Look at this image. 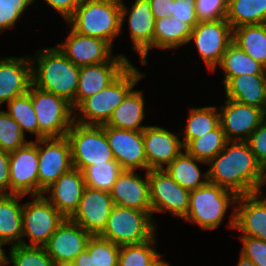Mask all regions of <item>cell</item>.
<instances>
[{
    "label": "cell",
    "instance_id": "cell-1",
    "mask_svg": "<svg viewBox=\"0 0 266 266\" xmlns=\"http://www.w3.org/2000/svg\"><path fill=\"white\" fill-rule=\"evenodd\" d=\"M207 164H211L207 170L208 182L231 190L237 196L262 191L265 185L266 171L246 141H228Z\"/></svg>",
    "mask_w": 266,
    "mask_h": 266
},
{
    "label": "cell",
    "instance_id": "cell-2",
    "mask_svg": "<svg viewBox=\"0 0 266 266\" xmlns=\"http://www.w3.org/2000/svg\"><path fill=\"white\" fill-rule=\"evenodd\" d=\"M127 13L121 0H83L66 22L77 33L104 39L113 46Z\"/></svg>",
    "mask_w": 266,
    "mask_h": 266
},
{
    "label": "cell",
    "instance_id": "cell-3",
    "mask_svg": "<svg viewBox=\"0 0 266 266\" xmlns=\"http://www.w3.org/2000/svg\"><path fill=\"white\" fill-rule=\"evenodd\" d=\"M37 53V58L33 60H37L38 68L32 65V85L64 98L74 109L80 66L71 62L58 47L42 49Z\"/></svg>",
    "mask_w": 266,
    "mask_h": 266
},
{
    "label": "cell",
    "instance_id": "cell-4",
    "mask_svg": "<svg viewBox=\"0 0 266 266\" xmlns=\"http://www.w3.org/2000/svg\"><path fill=\"white\" fill-rule=\"evenodd\" d=\"M144 75L130 64L102 91L84 99L75 109L74 122L82 125L101 126L108 122L113 111Z\"/></svg>",
    "mask_w": 266,
    "mask_h": 266
},
{
    "label": "cell",
    "instance_id": "cell-5",
    "mask_svg": "<svg viewBox=\"0 0 266 266\" xmlns=\"http://www.w3.org/2000/svg\"><path fill=\"white\" fill-rule=\"evenodd\" d=\"M237 197L233 191L207 182L190 191L189 210L183 219L197 223L203 229H215L222 222L228 207L236 205Z\"/></svg>",
    "mask_w": 266,
    "mask_h": 266
},
{
    "label": "cell",
    "instance_id": "cell-6",
    "mask_svg": "<svg viewBox=\"0 0 266 266\" xmlns=\"http://www.w3.org/2000/svg\"><path fill=\"white\" fill-rule=\"evenodd\" d=\"M151 216L152 212L114 205L99 236L118 246L145 242L155 236Z\"/></svg>",
    "mask_w": 266,
    "mask_h": 266
},
{
    "label": "cell",
    "instance_id": "cell-7",
    "mask_svg": "<svg viewBox=\"0 0 266 266\" xmlns=\"http://www.w3.org/2000/svg\"><path fill=\"white\" fill-rule=\"evenodd\" d=\"M66 137L71 148L72 166L80 171L90 165L114 160L104 125H82L74 122Z\"/></svg>",
    "mask_w": 266,
    "mask_h": 266
},
{
    "label": "cell",
    "instance_id": "cell-8",
    "mask_svg": "<svg viewBox=\"0 0 266 266\" xmlns=\"http://www.w3.org/2000/svg\"><path fill=\"white\" fill-rule=\"evenodd\" d=\"M28 93L39 124V139L66 136L74 123L75 110L71 103L33 85Z\"/></svg>",
    "mask_w": 266,
    "mask_h": 266
},
{
    "label": "cell",
    "instance_id": "cell-9",
    "mask_svg": "<svg viewBox=\"0 0 266 266\" xmlns=\"http://www.w3.org/2000/svg\"><path fill=\"white\" fill-rule=\"evenodd\" d=\"M34 199L23 205V236H28V246H44L54 234L65 217L49 202L45 195L33 196Z\"/></svg>",
    "mask_w": 266,
    "mask_h": 266
},
{
    "label": "cell",
    "instance_id": "cell-10",
    "mask_svg": "<svg viewBox=\"0 0 266 266\" xmlns=\"http://www.w3.org/2000/svg\"><path fill=\"white\" fill-rule=\"evenodd\" d=\"M149 199L154 212H170L184 218L189 210L190 191L179 185L168 172L148 170Z\"/></svg>",
    "mask_w": 266,
    "mask_h": 266
},
{
    "label": "cell",
    "instance_id": "cell-11",
    "mask_svg": "<svg viewBox=\"0 0 266 266\" xmlns=\"http://www.w3.org/2000/svg\"><path fill=\"white\" fill-rule=\"evenodd\" d=\"M71 168V148L66 136L38 140L39 195Z\"/></svg>",
    "mask_w": 266,
    "mask_h": 266
},
{
    "label": "cell",
    "instance_id": "cell-12",
    "mask_svg": "<svg viewBox=\"0 0 266 266\" xmlns=\"http://www.w3.org/2000/svg\"><path fill=\"white\" fill-rule=\"evenodd\" d=\"M57 47L80 67L105 62H129L124 55L112 56V45L106 40L79 34L72 28L66 41Z\"/></svg>",
    "mask_w": 266,
    "mask_h": 266
},
{
    "label": "cell",
    "instance_id": "cell-13",
    "mask_svg": "<svg viewBox=\"0 0 266 266\" xmlns=\"http://www.w3.org/2000/svg\"><path fill=\"white\" fill-rule=\"evenodd\" d=\"M191 40L208 69L214 70L233 40V29L226 19L198 22L191 33Z\"/></svg>",
    "mask_w": 266,
    "mask_h": 266
},
{
    "label": "cell",
    "instance_id": "cell-14",
    "mask_svg": "<svg viewBox=\"0 0 266 266\" xmlns=\"http://www.w3.org/2000/svg\"><path fill=\"white\" fill-rule=\"evenodd\" d=\"M10 194L39 196L38 140L9 153Z\"/></svg>",
    "mask_w": 266,
    "mask_h": 266
},
{
    "label": "cell",
    "instance_id": "cell-15",
    "mask_svg": "<svg viewBox=\"0 0 266 266\" xmlns=\"http://www.w3.org/2000/svg\"><path fill=\"white\" fill-rule=\"evenodd\" d=\"M219 115L222 130L230 142L247 141L252 132L266 119L263 109L229 98H226L225 105L220 107Z\"/></svg>",
    "mask_w": 266,
    "mask_h": 266
},
{
    "label": "cell",
    "instance_id": "cell-16",
    "mask_svg": "<svg viewBox=\"0 0 266 266\" xmlns=\"http://www.w3.org/2000/svg\"><path fill=\"white\" fill-rule=\"evenodd\" d=\"M113 206L110 192L86 187L79 207L70 219L92 236H98L106 227Z\"/></svg>",
    "mask_w": 266,
    "mask_h": 266
},
{
    "label": "cell",
    "instance_id": "cell-17",
    "mask_svg": "<svg viewBox=\"0 0 266 266\" xmlns=\"http://www.w3.org/2000/svg\"><path fill=\"white\" fill-rule=\"evenodd\" d=\"M262 191L239 195L236 209L233 211L229 227L242 232L241 236H249L266 241V198L262 199Z\"/></svg>",
    "mask_w": 266,
    "mask_h": 266
},
{
    "label": "cell",
    "instance_id": "cell-18",
    "mask_svg": "<svg viewBox=\"0 0 266 266\" xmlns=\"http://www.w3.org/2000/svg\"><path fill=\"white\" fill-rule=\"evenodd\" d=\"M104 131L114 159L124 170L143 168L147 171L143 131L118 129L105 124Z\"/></svg>",
    "mask_w": 266,
    "mask_h": 266
},
{
    "label": "cell",
    "instance_id": "cell-19",
    "mask_svg": "<svg viewBox=\"0 0 266 266\" xmlns=\"http://www.w3.org/2000/svg\"><path fill=\"white\" fill-rule=\"evenodd\" d=\"M91 237L92 235L80 225L69 218H65L44 245V248L54 264L73 262L80 253L86 250Z\"/></svg>",
    "mask_w": 266,
    "mask_h": 266
},
{
    "label": "cell",
    "instance_id": "cell-20",
    "mask_svg": "<svg viewBox=\"0 0 266 266\" xmlns=\"http://www.w3.org/2000/svg\"><path fill=\"white\" fill-rule=\"evenodd\" d=\"M143 143L148 170H163L181 152L184 145L178 135L159 126H147L143 130Z\"/></svg>",
    "mask_w": 266,
    "mask_h": 266
},
{
    "label": "cell",
    "instance_id": "cell-21",
    "mask_svg": "<svg viewBox=\"0 0 266 266\" xmlns=\"http://www.w3.org/2000/svg\"><path fill=\"white\" fill-rule=\"evenodd\" d=\"M33 62L30 56L0 59V106L28 93L32 85Z\"/></svg>",
    "mask_w": 266,
    "mask_h": 266
},
{
    "label": "cell",
    "instance_id": "cell-22",
    "mask_svg": "<svg viewBox=\"0 0 266 266\" xmlns=\"http://www.w3.org/2000/svg\"><path fill=\"white\" fill-rule=\"evenodd\" d=\"M86 188L82 171L71 168L61 175L47 189L49 197H45L65 217L71 218L79 207L84 189Z\"/></svg>",
    "mask_w": 266,
    "mask_h": 266
},
{
    "label": "cell",
    "instance_id": "cell-23",
    "mask_svg": "<svg viewBox=\"0 0 266 266\" xmlns=\"http://www.w3.org/2000/svg\"><path fill=\"white\" fill-rule=\"evenodd\" d=\"M145 179L135 174V170H123L113 184L110 196L114 205L152 212L149 199L148 171Z\"/></svg>",
    "mask_w": 266,
    "mask_h": 266
},
{
    "label": "cell",
    "instance_id": "cell-24",
    "mask_svg": "<svg viewBox=\"0 0 266 266\" xmlns=\"http://www.w3.org/2000/svg\"><path fill=\"white\" fill-rule=\"evenodd\" d=\"M131 62H105L80 67L74 109L86 98L105 89Z\"/></svg>",
    "mask_w": 266,
    "mask_h": 266
},
{
    "label": "cell",
    "instance_id": "cell-25",
    "mask_svg": "<svg viewBox=\"0 0 266 266\" xmlns=\"http://www.w3.org/2000/svg\"><path fill=\"white\" fill-rule=\"evenodd\" d=\"M133 49L139 54L141 63L147 64V54L153 48L155 18L149 0H136L128 16Z\"/></svg>",
    "mask_w": 266,
    "mask_h": 266
},
{
    "label": "cell",
    "instance_id": "cell-26",
    "mask_svg": "<svg viewBox=\"0 0 266 266\" xmlns=\"http://www.w3.org/2000/svg\"><path fill=\"white\" fill-rule=\"evenodd\" d=\"M226 98L251 105L266 112V74H242L225 85Z\"/></svg>",
    "mask_w": 266,
    "mask_h": 266
},
{
    "label": "cell",
    "instance_id": "cell-27",
    "mask_svg": "<svg viewBox=\"0 0 266 266\" xmlns=\"http://www.w3.org/2000/svg\"><path fill=\"white\" fill-rule=\"evenodd\" d=\"M20 194H0V239L7 244L25 245L23 236V220L21 205L18 199L23 198Z\"/></svg>",
    "mask_w": 266,
    "mask_h": 266
},
{
    "label": "cell",
    "instance_id": "cell-28",
    "mask_svg": "<svg viewBox=\"0 0 266 266\" xmlns=\"http://www.w3.org/2000/svg\"><path fill=\"white\" fill-rule=\"evenodd\" d=\"M144 105L142 92L132 89L116 107L105 125L118 129L143 131L147 127L141 125L145 118Z\"/></svg>",
    "mask_w": 266,
    "mask_h": 266
},
{
    "label": "cell",
    "instance_id": "cell-29",
    "mask_svg": "<svg viewBox=\"0 0 266 266\" xmlns=\"http://www.w3.org/2000/svg\"><path fill=\"white\" fill-rule=\"evenodd\" d=\"M193 27L186 22L167 16L155 19L153 34V48H177L189 43Z\"/></svg>",
    "mask_w": 266,
    "mask_h": 266
},
{
    "label": "cell",
    "instance_id": "cell-30",
    "mask_svg": "<svg viewBox=\"0 0 266 266\" xmlns=\"http://www.w3.org/2000/svg\"><path fill=\"white\" fill-rule=\"evenodd\" d=\"M206 163L201 161L186 151L181 152L165 170L179 185L188 191L196 190L208 182V172L203 174L197 163ZM202 174V175H201ZM204 179V180H201Z\"/></svg>",
    "mask_w": 266,
    "mask_h": 266
},
{
    "label": "cell",
    "instance_id": "cell-31",
    "mask_svg": "<svg viewBox=\"0 0 266 266\" xmlns=\"http://www.w3.org/2000/svg\"><path fill=\"white\" fill-rule=\"evenodd\" d=\"M232 42L266 67V23L234 28Z\"/></svg>",
    "mask_w": 266,
    "mask_h": 266
},
{
    "label": "cell",
    "instance_id": "cell-32",
    "mask_svg": "<svg viewBox=\"0 0 266 266\" xmlns=\"http://www.w3.org/2000/svg\"><path fill=\"white\" fill-rule=\"evenodd\" d=\"M224 71V85L242 74H266V67L257 62L233 42L225 50L220 63Z\"/></svg>",
    "mask_w": 266,
    "mask_h": 266
},
{
    "label": "cell",
    "instance_id": "cell-33",
    "mask_svg": "<svg viewBox=\"0 0 266 266\" xmlns=\"http://www.w3.org/2000/svg\"><path fill=\"white\" fill-rule=\"evenodd\" d=\"M226 21L232 29L266 23V0H229Z\"/></svg>",
    "mask_w": 266,
    "mask_h": 266
},
{
    "label": "cell",
    "instance_id": "cell-34",
    "mask_svg": "<svg viewBox=\"0 0 266 266\" xmlns=\"http://www.w3.org/2000/svg\"><path fill=\"white\" fill-rule=\"evenodd\" d=\"M227 142L225 133L219 124L205 135L189 140L183 150L207 164L224 149Z\"/></svg>",
    "mask_w": 266,
    "mask_h": 266
},
{
    "label": "cell",
    "instance_id": "cell-35",
    "mask_svg": "<svg viewBox=\"0 0 266 266\" xmlns=\"http://www.w3.org/2000/svg\"><path fill=\"white\" fill-rule=\"evenodd\" d=\"M217 109L214 106L190 109L185 133L179 132V135L184 136L182 140L183 145L189 140H193L214 130L220 124V115Z\"/></svg>",
    "mask_w": 266,
    "mask_h": 266
},
{
    "label": "cell",
    "instance_id": "cell-36",
    "mask_svg": "<svg viewBox=\"0 0 266 266\" xmlns=\"http://www.w3.org/2000/svg\"><path fill=\"white\" fill-rule=\"evenodd\" d=\"M124 169L114 159L86 167L82 173L86 187L110 192L113 184Z\"/></svg>",
    "mask_w": 266,
    "mask_h": 266
},
{
    "label": "cell",
    "instance_id": "cell-37",
    "mask_svg": "<svg viewBox=\"0 0 266 266\" xmlns=\"http://www.w3.org/2000/svg\"><path fill=\"white\" fill-rule=\"evenodd\" d=\"M6 112L18 123L24 135V132L27 131L35 134L39 140V124L29 93L9 101Z\"/></svg>",
    "mask_w": 266,
    "mask_h": 266
},
{
    "label": "cell",
    "instance_id": "cell-38",
    "mask_svg": "<svg viewBox=\"0 0 266 266\" xmlns=\"http://www.w3.org/2000/svg\"><path fill=\"white\" fill-rule=\"evenodd\" d=\"M154 236L139 244L120 246L118 266H151L160 254L153 248Z\"/></svg>",
    "mask_w": 266,
    "mask_h": 266
},
{
    "label": "cell",
    "instance_id": "cell-39",
    "mask_svg": "<svg viewBox=\"0 0 266 266\" xmlns=\"http://www.w3.org/2000/svg\"><path fill=\"white\" fill-rule=\"evenodd\" d=\"M86 251L90 254L92 266H118L120 246L98 236H92Z\"/></svg>",
    "mask_w": 266,
    "mask_h": 266
},
{
    "label": "cell",
    "instance_id": "cell-40",
    "mask_svg": "<svg viewBox=\"0 0 266 266\" xmlns=\"http://www.w3.org/2000/svg\"><path fill=\"white\" fill-rule=\"evenodd\" d=\"M8 263L13 266H54L44 246L14 245L10 248Z\"/></svg>",
    "mask_w": 266,
    "mask_h": 266
},
{
    "label": "cell",
    "instance_id": "cell-41",
    "mask_svg": "<svg viewBox=\"0 0 266 266\" xmlns=\"http://www.w3.org/2000/svg\"><path fill=\"white\" fill-rule=\"evenodd\" d=\"M28 142L18 123L6 111L0 110V149L10 153Z\"/></svg>",
    "mask_w": 266,
    "mask_h": 266
},
{
    "label": "cell",
    "instance_id": "cell-42",
    "mask_svg": "<svg viewBox=\"0 0 266 266\" xmlns=\"http://www.w3.org/2000/svg\"><path fill=\"white\" fill-rule=\"evenodd\" d=\"M229 0H195L198 22L226 19Z\"/></svg>",
    "mask_w": 266,
    "mask_h": 266
},
{
    "label": "cell",
    "instance_id": "cell-43",
    "mask_svg": "<svg viewBox=\"0 0 266 266\" xmlns=\"http://www.w3.org/2000/svg\"><path fill=\"white\" fill-rule=\"evenodd\" d=\"M243 242L241 254L256 266H266V241L249 236H240Z\"/></svg>",
    "mask_w": 266,
    "mask_h": 266
},
{
    "label": "cell",
    "instance_id": "cell-44",
    "mask_svg": "<svg viewBox=\"0 0 266 266\" xmlns=\"http://www.w3.org/2000/svg\"><path fill=\"white\" fill-rule=\"evenodd\" d=\"M246 142L257 162L266 171V119L252 132Z\"/></svg>",
    "mask_w": 266,
    "mask_h": 266
},
{
    "label": "cell",
    "instance_id": "cell-45",
    "mask_svg": "<svg viewBox=\"0 0 266 266\" xmlns=\"http://www.w3.org/2000/svg\"><path fill=\"white\" fill-rule=\"evenodd\" d=\"M29 5L0 3V33L5 29L14 28L15 23Z\"/></svg>",
    "mask_w": 266,
    "mask_h": 266
},
{
    "label": "cell",
    "instance_id": "cell-46",
    "mask_svg": "<svg viewBox=\"0 0 266 266\" xmlns=\"http://www.w3.org/2000/svg\"><path fill=\"white\" fill-rule=\"evenodd\" d=\"M171 16L182 22L189 23L194 28L198 24L195 0H174Z\"/></svg>",
    "mask_w": 266,
    "mask_h": 266
},
{
    "label": "cell",
    "instance_id": "cell-47",
    "mask_svg": "<svg viewBox=\"0 0 266 266\" xmlns=\"http://www.w3.org/2000/svg\"><path fill=\"white\" fill-rule=\"evenodd\" d=\"M9 152L0 149V194H10Z\"/></svg>",
    "mask_w": 266,
    "mask_h": 266
},
{
    "label": "cell",
    "instance_id": "cell-48",
    "mask_svg": "<svg viewBox=\"0 0 266 266\" xmlns=\"http://www.w3.org/2000/svg\"><path fill=\"white\" fill-rule=\"evenodd\" d=\"M46 3L55 9L64 20H68L75 12L77 6L83 0H45Z\"/></svg>",
    "mask_w": 266,
    "mask_h": 266
},
{
    "label": "cell",
    "instance_id": "cell-49",
    "mask_svg": "<svg viewBox=\"0 0 266 266\" xmlns=\"http://www.w3.org/2000/svg\"><path fill=\"white\" fill-rule=\"evenodd\" d=\"M149 2L155 19L171 16L174 0H149Z\"/></svg>",
    "mask_w": 266,
    "mask_h": 266
},
{
    "label": "cell",
    "instance_id": "cell-50",
    "mask_svg": "<svg viewBox=\"0 0 266 266\" xmlns=\"http://www.w3.org/2000/svg\"><path fill=\"white\" fill-rule=\"evenodd\" d=\"M75 266H92L90 254L85 250L73 261Z\"/></svg>",
    "mask_w": 266,
    "mask_h": 266
},
{
    "label": "cell",
    "instance_id": "cell-51",
    "mask_svg": "<svg viewBox=\"0 0 266 266\" xmlns=\"http://www.w3.org/2000/svg\"><path fill=\"white\" fill-rule=\"evenodd\" d=\"M5 244H7V243L4 242L2 239H0V266H4V265L9 264L8 263L9 258L7 257L4 250L2 249V246Z\"/></svg>",
    "mask_w": 266,
    "mask_h": 266
},
{
    "label": "cell",
    "instance_id": "cell-52",
    "mask_svg": "<svg viewBox=\"0 0 266 266\" xmlns=\"http://www.w3.org/2000/svg\"><path fill=\"white\" fill-rule=\"evenodd\" d=\"M34 0H0L4 4H33Z\"/></svg>",
    "mask_w": 266,
    "mask_h": 266
},
{
    "label": "cell",
    "instance_id": "cell-53",
    "mask_svg": "<svg viewBox=\"0 0 266 266\" xmlns=\"http://www.w3.org/2000/svg\"><path fill=\"white\" fill-rule=\"evenodd\" d=\"M240 255L237 266H256L250 259L244 257L242 254Z\"/></svg>",
    "mask_w": 266,
    "mask_h": 266
},
{
    "label": "cell",
    "instance_id": "cell-54",
    "mask_svg": "<svg viewBox=\"0 0 266 266\" xmlns=\"http://www.w3.org/2000/svg\"><path fill=\"white\" fill-rule=\"evenodd\" d=\"M160 257L161 256H159L151 266H169V263L161 260Z\"/></svg>",
    "mask_w": 266,
    "mask_h": 266
},
{
    "label": "cell",
    "instance_id": "cell-55",
    "mask_svg": "<svg viewBox=\"0 0 266 266\" xmlns=\"http://www.w3.org/2000/svg\"><path fill=\"white\" fill-rule=\"evenodd\" d=\"M54 266H75L73 262H59L54 264Z\"/></svg>",
    "mask_w": 266,
    "mask_h": 266
}]
</instances>
